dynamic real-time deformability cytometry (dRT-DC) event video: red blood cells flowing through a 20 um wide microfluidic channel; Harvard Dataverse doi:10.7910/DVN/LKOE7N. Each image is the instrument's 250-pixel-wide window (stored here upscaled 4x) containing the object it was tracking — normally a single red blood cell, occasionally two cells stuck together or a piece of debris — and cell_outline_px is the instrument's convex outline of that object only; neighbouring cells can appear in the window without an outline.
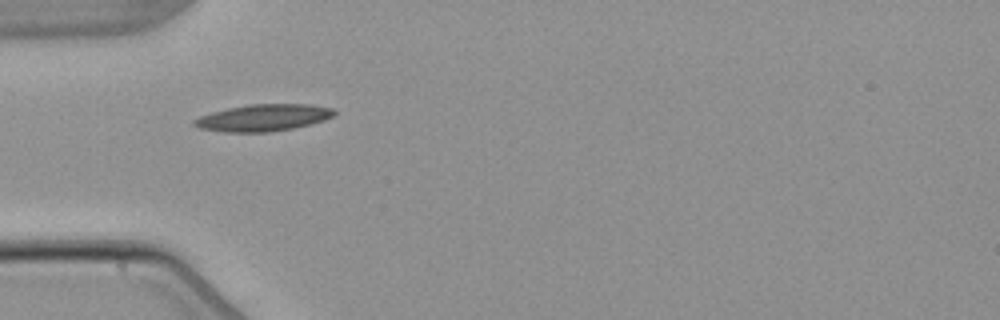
{"species": "common noctule bat (a hibernating species)", "species_latin": "Nyctalus noctula", "temperature_condition": "warm", "stored_images_in_passage": 2, "camera_frame_rate_fps": 3000, "um_per_image_px": 0.085, "animal": {"sex": "male", "body_mass_g": 21.5, "forearm_length_mm": 52.0}, "frame": {"image": 1, "passage_image": 1, "time_ms": 0.0, "image_size_px": [1000, 320], "cell_outline_px": [[336, 116], [324, 120], [292, 128], [268, 132], [224, 132], [200, 128], [192, 124], [192, 120], [200, 116], [212, 112], [228, 108], [248, 104], [312, 104], [332, 108], [336, 112]], "centroid_in_image_um": [22.38, 10.0], "position_along_channel_um": 62.6, "area_um2": 21.91}}
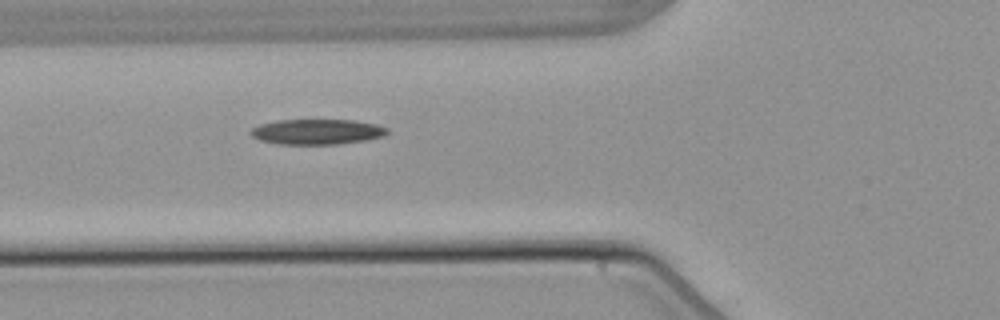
{"frame": {"image": 2, "passage_image": 2, "time_ms": 1.0, "image_size_px": [1000, 320], "cell_outline_px": [[388, 132], [384, 136], [364, 140], [340, 144], [276, 144], [260, 140], [252, 136], [248, 132], [252, 128], [260, 124], [276, 120], [356, 120], [376, 124], [388, 128]], "centroid_in_image_um": [26.93, 11.2], "position_along_channel_um": 98.9, "area_um2": 20.23}}